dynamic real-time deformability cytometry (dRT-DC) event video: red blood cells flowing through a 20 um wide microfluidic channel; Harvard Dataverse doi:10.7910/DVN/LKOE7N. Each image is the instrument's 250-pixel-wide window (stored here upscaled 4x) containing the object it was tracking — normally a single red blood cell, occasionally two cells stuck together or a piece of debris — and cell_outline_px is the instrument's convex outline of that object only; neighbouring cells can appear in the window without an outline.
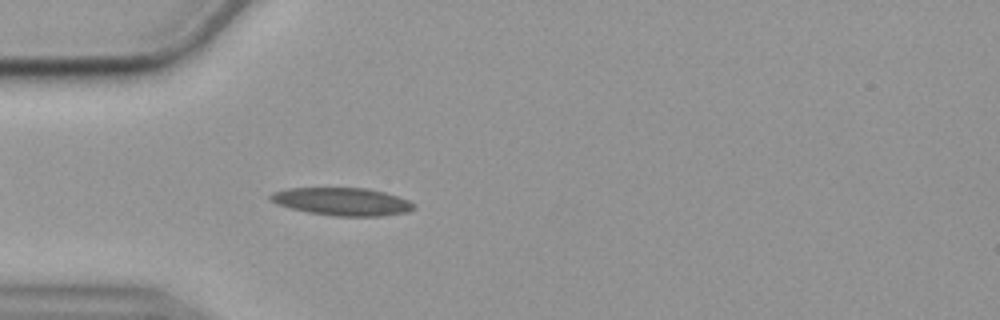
{"species": "common noctule bat (a hibernating species)", "species_latin": "Nyctalus noctula", "temperature_condition": "cold", "stored_images_in_passage": 16, "camera_frame_rate_fps": 3000, "um_per_image_px": 0.085, "animal": {"sex": "female", "body_mass_g": 19.9}, "frame": {"image": 1, "passage_image": 5, "time_ms": 1.333, "image_size_px": [1000, 320], "cell_outline_px": [[412, 208], [408, 212], [380, 216], [332, 216], [308, 212], [276, 204], [268, 196], [272, 192], [288, 188], [364, 188], [384, 192], [408, 200], [412, 204]], "centroid_in_image_um": [29.03, 17.13], "position_along_channel_um": 56.0, "area_um2": 22.95}}
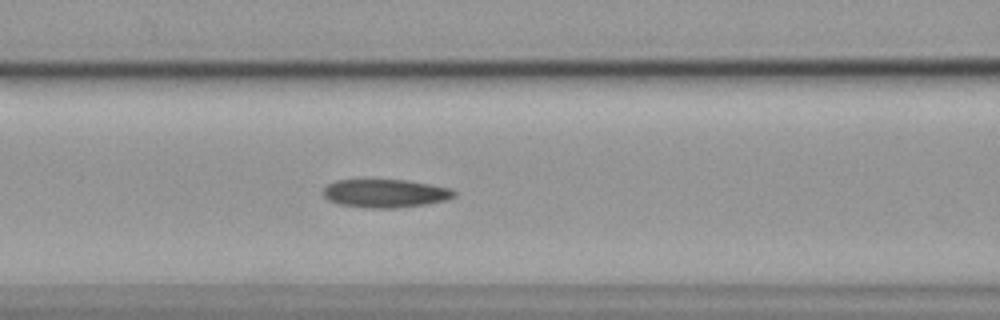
{"frame": {"image": 2, "passage_image": 12, "time_ms": 3.667, "image_size_px": [1000, 320], "cell_outline_px": [[456, 196], [448, 200], [428, 204], [392, 208], [368, 208], [336, 204], [328, 200], [324, 196], [324, 188], [328, 184], [336, 180], [404, 180], [452, 188], [456, 192]], "centroid_in_image_um": [32.77, 16.44], "position_along_channel_um": 133.8, "area_um2": 21.68}}